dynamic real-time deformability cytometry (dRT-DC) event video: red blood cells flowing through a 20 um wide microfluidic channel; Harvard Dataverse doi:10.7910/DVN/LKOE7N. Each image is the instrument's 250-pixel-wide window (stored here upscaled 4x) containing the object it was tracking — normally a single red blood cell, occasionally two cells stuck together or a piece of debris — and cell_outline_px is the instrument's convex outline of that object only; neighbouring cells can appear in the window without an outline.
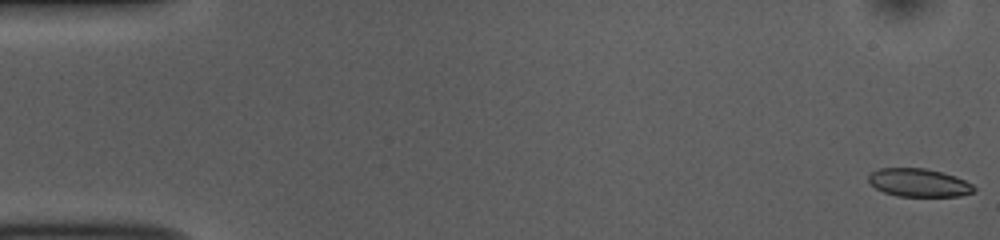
{"species": "common noctule bat (a hibernating species)", "species_latin": "Nyctalus noctula", "temperature_condition": "room temperature", "stored_images_in_passage": 53, "camera_frame_rate_fps": 3000, "um_per_image_px": 0.085, "animal": {"sex": "female", "body_mass_g": 10.0, "forearm_length_mm": 53.1}, "frame": {"image": 1, "passage_image": 1, "time_ms": 0.0, "image_size_px": [1000, 240], "cell_outline_px": [[976, 188], [972, 192], [960, 196], [896, 196], [884, 192], [868, 184], [868, 176], [872, 172], [880, 168], [924, 168], [956, 176], [972, 184]], "centroid_in_image_um": [78.07, 15.53], "position_along_channel_um": 6.9, "area_um2": 17.28}}
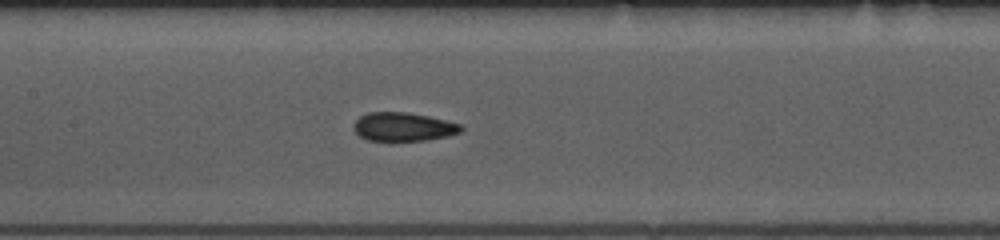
{"frame": {"image": 2, "passage_image": 25, "time_ms": 8.0, "image_size_px": [1000, 240], "cell_outline_px": [[464, 128], [460, 132], [448, 136], [428, 140], [368, 140], [360, 136], [352, 128], [352, 124], [360, 116], [368, 112], [408, 112], [428, 116], [460, 124]], "centroid_in_image_um": [34.26, 10.77], "position_along_channel_um": 173.1, "area_um2": 17.86}}
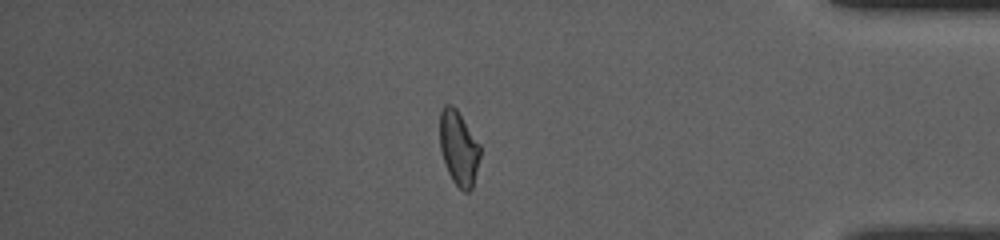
{"frame": {"image": 3, "passage_image": 45, "time_ms": 14.667, "image_size_px": [1000, 240], "cell_outline_px": [[480, 156], [472, 188], [468, 192], [464, 192], [452, 180], [448, 172], [440, 148], [440, 112], [444, 104], [452, 104], [456, 108], [480, 144]], "centroid_in_image_um": [38.98, 12.56], "position_along_channel_um": 396.2, "area_um2": 17.4}, "authors_computed_cell_mechanics": {"area_um2": 18.0336, "velocity_mm_per_s": 3.8162, "shape_relaxation_time_tau1_ms": 8.2401, "shape_relaxation_time_tau2_ms": 3.0286, "deformation_change_tau1": 0.1406, "deformation_change_tau2": 0.0655}}